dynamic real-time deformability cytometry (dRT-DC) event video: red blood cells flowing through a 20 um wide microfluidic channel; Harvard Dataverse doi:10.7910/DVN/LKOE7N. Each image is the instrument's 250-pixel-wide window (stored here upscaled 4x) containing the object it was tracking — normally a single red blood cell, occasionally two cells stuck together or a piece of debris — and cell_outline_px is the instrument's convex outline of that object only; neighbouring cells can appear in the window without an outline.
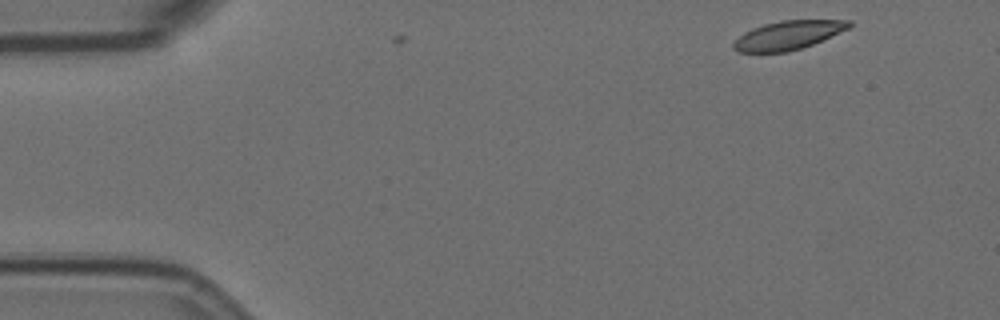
{"species": "Egyptian fruit bat (a non-hibernating species)", "species_latin": "Rousettus aegyptiacus", "temperature_condition": "room temperature", "stored_images_in_passage": 3, "camera_frame_rate_fps": 3000, "um_per_image_px": 0.085, "animal": {"sex": "female"}, "frame": {"image": 1, "passage_image": 1, "time_ms": 0.0, "image_size_px": [1000, 320], "cell_outline_px": [[852, 24], [848, 28], [812, 44], [788, 52], [736, 52], [732, 48], [732, 44], [744, 32], [752, 28], [764, 24], [780, 20], [852, 20]], "centroid_in_image_um": [66.94, 2.99], "position_along_channel_um": 18.1, "area_um2": 19.19}}